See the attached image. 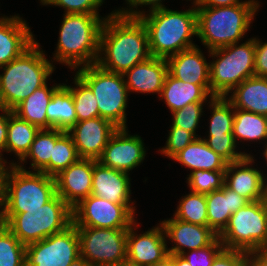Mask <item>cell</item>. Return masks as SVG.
<instances>
[{
  "label": "cell",
  "instance_id": "6da1fadb",
  "mask_svg": "<svg viewBox=\"0 0 267 266\" xmlns=\"http://www.w3.org/2000/svg\"><path fill=\"white\" fill-rule=\"evenodd\" d=\"M151 56L142 21L111 12L101 30L96 64L106 71L124 74Z\"/></svg>",
  "mask_w": 267,
  "mask_h": 266
},
{
  "label": "cell",
  "instance_id": "7a4b0ae2",
  "mask_svg": "<svg viewBox=\"0 0 267 266\" xmlns=\"http://www.w3.org/2000/svg\"><path fill=\"white\" fill-rule=\"evenodd\" d=\"M187 10L166 8L144 11L138 18L144 24L152 56L167 59L172 55L197 46L192 40L197 36L195 3ZM147 14H146V13Z\"/></svg>",
  "mask_w": 267,
  "mask_h": 266
},
{
  "label": "cell",
  "instance_id": "3957f363",
  "mask_svg": "<svg viewBox=\"0 0 267 266\" xmlns=\"http://www.w3.org/2000/svg\"><path fill=\"white\" fill-rule=\"evenodd\" d=\"M35 41L16 59L0 67V106L13 110L36 89L44 86L55 71V65L45 56Z\"/></svg>",
  "mask_w": 267,
  "mask_h": 266
},
{
  "label": "cell",
  "instance_id": "277c9868",
  "mask_svg": "<svg viewBox=\"0 0 267 266\" xmlns=\"http://www.w3.org/2000/svg\"><path fill=\"white\" fill-rule=\"evenodd\" d=\"M105 17L100 14H63L53 62L75 70L96 64Z\"/></svg>",
  "mask_w": 267,
  "mask_h": 266
},
{
  "label": "cell",
  "instance_id": "5b68a950",
  "mask_svg": "<svg viewBox=\"0 0 267 266\" xmlns=\"http://www.w3.org/2000/svg\"><path fill=\"white\" fill-rule=\"evenodd\" d=\"M258 0L225 7H196L197 37L207 50L239 42L251 27L260 7Z\"/></svg>",
  "mask_w": 267,
  "mask_h": 266
},
{
  "label": "cell",
  "instance_id": "8992f818",
  "mask_svg": "<svg viewBox=\"0 0 267 266\" xmlns=\"http://www.w3.org/2000/svg\"><path fill=\"white\" fill-rule=\"evenodd\" d=\"M5 226L28 245L66 230L73 224L72 208L56 194L43 207L16 215H3Z\"/></svg>",
  "mask_w": 267,
  "mask_h": 266
},
{
  "label": "cell",
  "instance_id": "52a82bcc",
  "mask_svg": "<svg viewBox=\"0 0 267 266\" xmlns=\"http://www.w3.org/2000/svg\"><path fill=\"white\" fill-rule=\"evenodd\" d=\"M208 53L210 58L214 57L209 70L213 96L226 97L245 79L255 76V37L208 50Z\"/></svg>",
  "mask_w": 267,
  "mask_h": 266
},
{
  "label": "cell",
  "instance_id": "ba28073f",
  "mask_svg": "<svg viewBox=\"0 0 267 266\" xmlns=\"http://www.w3.org/2000/svg\"><path fill=\"white\" fill-rule=\"evenodd\" d=\"M56 195L55 178L43 172L10 165L5 179L3 215H16L43 207Z\"/></svg>",
  "mask_w": 267,
  "mask_h": 266
},
{
  "label": "cell",
  "instance_id": "9c48e42d",
  "mask_svg": "<svg viewBox=\"0 0 267 266\" xmlns=\"http://www.w3.org/2000/svg\"><path fill=\"white\" fill-rule=\"evenodd\" d=\"M74 71L96 97L99 117L109 120L117 128H127L126 108L130 95L124 75L106 71L97 64L83 66Z\"/></svg>",
  "mask_w": 267,
  "mask_h": 266
},
{
  "label": "cell",
  "instance_id": "30bf717a",
  "mask_svg": "<svg viewBox=\"0 0 267 266\" xmlns=\"http://www.w3.org/2000/svg\"><path fill=\"white\" fill-rule=\"evenodd\" d=\"M218 238L226 249L249 253L267 248V202L252 201L234 212Z\"/></svg>",
  "mask_w": 267,
  "mask_h": 266
},
{
  "label": "cell",
  "instance_id": "8fae6325",
  "mask_svg": "<svg viewBox=\"0 0 267 266\" xmlns=\"http://www.w3.org/2000/svg\"><path fill=\"white\" fill-rule=\"evenodd\" d=\"M85 266H126L128 229L76 227Z\"/></svg>",
  "mask_w": 267,
  "mask_h": 266
},
{
  "label": "cell",
  "instance_id": "7c38bea8",
  "mask_svg": "<svg viewBox=\"0 0 267 266\" xmlns=\"http://www.w3.org/2000/svg\"><path fill=\"white\" fill-rule=\"evenodd\" d=\"M25 261L28 266H82L76 226L26 245Z\"/></svg>",
  "mask_w": 267,
  "mask_h": 266
},
{
  "label": "cell",
  "instance_id": "4fadbf2b",
  "mask_svg": "<svg viewBox=\"0 0 267 266\" xmlns=\"http://www.w3.org/2000/svg\"><path fill=\"white\" fill-rule=\"evenodd\" d=\"M134 204H116L101 197L90 195L72 208L76 227L102 229H129L135 220Z\"/></svg>",
  "mask_w": 267,
  "mask_h": 266
},
{
  "label": "cell",
  "instance_id": "5bb4252c",
  "mask_svg": "<svg viewBox=\"0 0 267 266\" xmlns=\"http://www.w3.org/2000/svg\"><path fill=\"white\" fill-rule=\"evenodd\" d=\"M138 224L135 221L128 229L126 266H152L169 255L165 232L159 222L138 234Z\"/></svg>",
  "mask_w": 267,
  "mask_h": 266
},
{
  "label": "cell",
  "instance_id": "9a60e30c",
  "mask_svg": "<svg viewBox=\"0 0 267 266\" xmlns=\"http://www.w3.org/2000/svg\"><path fill=\"white\" fill-rule=\"evenodd\" d=\"M129 134L128 128H118L97 161L126 173L140 166L146 156L144 140L138 134Z\"/></svg>",
  "mask_w": 267,
  "mask_h": 266
},
{
  "label": "cell",
  "instance_id": "2e32d148",
  "mask_svg": "<svg viewBox=\"0 0 267 266\" xmlns=\"http://www.w3.org/2000/svg\"><path fill=\"white\" fill-rule=\"evenodd\" d=\"M118 128L102 117L77 121L67 133L72 137L80 158L98 160Z\"/></svg>",
  "mask_w": 267,
  "mask_h": 266
},
{
  "label": "cell",
  "instance_id": "e0dca14e",
  "mask_svg": "<svg viewBox=\"0 0 267 266\" xmlns=\"http://www.w3.org/2000/svg\"><path fill=\"white\" fill-rule=\"evenodd\" d=\"M166 240L173 244L168 248L169 254L181 255L190 250H196L211 245L218 235L208 226L187 223L173 218L160 221Z\"/></svg>",
  "mask_w": 267,
  "mask_h": 266
},
{
  "label": "cell",
  "instance_id": "ac0fdd59",
  "mask_svg": "<svg viewBox=\"0 0 267 266\" xmlns=\"http://www.w3.org/2000/svg\"><path fill=\"white\" fill-rule=\"evenodd\" d=\"M94 159L80 158L55 176L56 194L71 208L92 192Z\"/></svg>",
  "mask_w": 267,
  "mask_h": 266
},
{
  "label": "cell",
  "instance_id": "d6986e66",
  "mask_svg": "<svg viewBox=\"0 0 267 266\" xmlns=\"http://www.w3.org/2000/svg\"><path fill=\"white\" fill-rule=\"evenodd\" d=\"M256 159L253 155L242 160L228 163L225 170L224 184L249 202L264 200V175L258 167L254 168Z\"/></svg>",
  "mask_w": 267,
  "mask_h": 266
},
{
  "label": "cell",
  "instance_id": "ffe728a7",
  "mask_svg": "<svg viewBox=\"0 0 267 266\" xmlns=\"http://www.w3.org/2000/svg\"><path fill=\"white\" fill-rule=\"evenodd\" d=\"M130 173L112 169L94 160L91 195L116 204H134L131 200Z\"/></svg>",
  "mask_w": 267,
  "mask_h": 266
},
{
  "label": "cell",
  "instance_id": "44dd1931",
  "mask_svg": "<svg viewBox=\"0 0 267 266\" xmlns=\"http://www.w3.org/2000/svg\"><path fill=\"white\" fill-rule=\"evenodd\" d=\"M25 19L17 15L0 18V67L16 59L36 40Z\"/></svg>",
  "mask_w": 267,
  "mask_h": 266
},
{
  "label": "cell",
  "instance_id": "7402d4cb",
  "mask_svg": "<svg viewBox=\"0 0 267 266\" xmlns=\"http://www.w3.org/2000/svg\"><path fill=\"white\" fill-rule=\"evenodd\" d=\"M168 74L167 60L151 56L127 70L123 75L128 92L131 93H161Z\"/></svg>",
  "mask_w": 267,
  "mask_h": 266
},
{
  "label": "cell",
  "instance_id": "603a6c76",
  "mask_svg": "<svg viewBox=\"0 0 267 266\" xmlns=\"http://www.w3.org/2000/svg\"><path fill=\"white\" fill-rule=\"evenodd\" d=\"M166 60L168 73L174 78L192 84H210V62H207L198 45Z\"/></svg>",
  "mask_w": 267,
  "mask_h": 266
},
{
  "label": "cell",
  "instance_id": "cb8c5ba5",
  "mask_svg": "<svg viewBox=\"0 0 267 266\" xmlns=\"http://www.w3.org/2000/svg\"><path fill=\"white\" fill-rule=\"evenodd\" d=\"M208 227L219 235L227 226L231 215L243 208L249 201L229 189L225 184L219 190L205 195Z\"/></svg>",
  "mask_w": 267,
  "mask_h": 266
},
{
  "label": "cell",
  "instance_id": "d4e9b609",
  "mask_svg": "<svg viewBox=\"0 0 267 266\" xmlns=\"http://www.w3.org/2000/svg\"><path fill=\"white\" fill-rule=\"evenodd\" d=\"M214 96L211 94L210 84H192L183 82L167 74L164 86L159 95L163 99L170 113L182 109L190 103L208 102ZM210 98V99H208Z\"/></svg>",
  "mask_w": 267,
  "mask_h": 266
},
{
  "label": "cell",
  "instance_id": "484cf974",
  "mask_svg": "<svg viewBox=\"0 0 267 266\" xmlns=\"http://www.w3.org/2000/svg\"><path fill=\"white\" fill-rule=\"evenodd\" d=\"M230 93L226 95V98L234 108L267 116L266 77L247 78Z\"/></svg>",
  "mask_w": 267,
  "mask_h": 266
},
{
  "label": "cell",
  "instance_id": "4316f807",
  "mask_svg": "<svg viewBox=\"0 0 267 266\" xmlns=\"http://www.w3.org/2000/svg\"><path fill=\"white\" fill-rule=\"evenodd\" d=\"M172 160L190 169V173L195 170L225 171L228 165L224 158L207 145L203 137L196 138Z\"/></svg>",
  "mask_w": 267,
  "mask_h": 266
},
{
  "label": "cell",
  "instance_id": "83f0119b",
  "mask_svg": "<svg viewBox=\"0 0 267 266\" xmlns=\"http://www.w3.org/2000/svg\"><path fill=\"white\" fill-rule=\"evenodd\" d=\"M59 83L53 84L48 88L46 83L39 89H36L30 96L24 101L19 103L12 112L21 119L33 124L40 129H47V116L46 110L49 102L52 99L53 94L62 86Z\"/></svg>",
  "mask_w": 267,
  "mask_h": 266
},
{
  "label": "cell",
  "instance_id": "f1b7e54d",
  "mask_svg": "<svg viewBox=\"0 0 267 266\" xmlns=\"http://www.w3.org/2000/svg\"><path fill=\"white\" fill-rule=\"evenodd\" d=\"M40 128L21 119L9 110L6 153H14L19 163L29 152Z\"/></svg>",
  "mask_w": 267,
  "mask_h": 266
},
{
  "label": "cell",
  "instance_id": "f546056e",
  "mask_svg": "<svg viewBox=\"0 0 267 266\" xmlns=\"http://www.w3.org/2000/svg\"><path fill=\"white\" fill-rule=\"evenodd\" d=\"M47 129L68 131L77 122L72 93L62 85L52 96L46 110Z\"/></svg>",
  "mask_w": 267,
  "mask_h": 266
},
{
  "label": "cell",
  "instance_id": "4dcf8cb0",
  "mask_svg": "<svg viewBox=\"0 0 267 266\" xmlns=\"http://www.w3.org/2000/svg\"><path fill=\"white\" fill-rule=\"evenodd\" d=\"M233 137L240 142L267 141V116L234 108Z\"/></svg>",
  "mask_w": 267,
  "mask_h": 266
},
{
  "label": "cell",
  "instance_id": "1f68e13d",
  "mask_svg": "<svg viewBox=\"0 0 267 266\" xmlns=\"http://www.w3.org/2000/svg\"><path fill=\"white\" fill-rule=\"evenodd\" d=\"M79 159L72 137L66 131L55 129V145L50 162L40 172L55 177Z\"/></svg>",
  "mask_w": 267,
  "mask_h": 266
},
{
  "label": "cell",
  "instance_id": "d6a6232c",
  "mask_svg": "<svg viewBox=\"0 0 267 266\" xmlns=\"http://www.w3.org/2000/svg\"><path fill=\"white\" fill-rule=\"evenodd\" d=\"M54 145L55 129H40L26 156L19 163H16V161L10 163L25 170L24 163H27L26 160L30 159L31 166L29 169L32 168V171L40 172L50 162Z\"/></svg>",
  "mask_w": 267,
  "mask_h": 266
},
{
  "label": "cell",
  "instance_id": "836d02e7",
  "mask_svg": "<svg viewBox=\"0 0 267 266\" xmlns=\"http://www.w3.org/2000/svg\"><path fill=\"white\" fill-rule=\"evenodd\" d=\"M207 106L211 108L209 110H212L208 123V136L233 133L234 107L232 103L226 97L214 96Z\"/></svg>",
  "mask_w": 267,
  "mask_h": 266
},
{
  "label": "cell",
  "instance_id": "e575fe53",
  "mask_svg": "<svg viewBox=\"0 0 267 266\" xmlns=\"http://www.w3.org/2000/svg\"><path fill=\"white\" fill-rule=\"evenodd\" d=\"M74 87L63 85L72 93L77 121H84L99 117L96 97L91 88L75 73Z\"/></svg>",
  "mask_w": 267,
  "mask_h": 266
},
{
  "label": "cell",
  "instance_id": "d590c367",
  "mask_svg": "<svg viewBox=\"0 0 267 266\" xmlns=\"http://www.w3.org/2000/svg\"><path fill=\"white\" fill-rule=\"evenodd\" d=\"M174 217L181 221L208 226L207 203L205 194L190 191L180 198Z\"/></svg>",
  "mask_w": 267,
  "mask_h": 266
},
{
  "label": "cell",
  "instance_id": "8d00e7d4",
  "mask_svg": "<svg viewBox=\"0 0 267 266\" xmlns=\"http://www.w3.org/2000/svg\"><path fill=\"white\" fill-rule=\"evenodd\" d=\"M26 245L4 225L0 229V266H24Z\"/></svg>",
  "mask_w": 267,
  "mask_h": 266
},
{
  "label": "cell",
  "instance_id": "74e56055",
  "mask_svg": "<svg viewBox=\"0 0 267 266\" xmlns=\"http://www.w3.org/2000/svg\"><path fill=\"white\" fill-rule=\"evenodd\" d=\"M187 176L189 190L205 195L221 189L225 182V171L195 170Z\"/></svg>",
  "mask_w": 267,
  "mask_h": 266
},
{
  "label": "cell",
  "instance_id": "f35d334b",
  "mask_svg": "<svg viewBox=\"0 0 267 266\" xmlns=\"http://www.w3.org/2000/svg\"><path fill=\"white\" fill-rule=\"evenodd\" d=\"M203 139L216 154L220 155L228 163L240 161L245 156H251L250 153H245V151H238L240 147H237L233 133H224L223 135L214 136L206 135Z\"/></svg>",
  "mask_w": 267,
  "mask_h": 266
},
{
  "label": "cell",
  "instance_id": "ab89813d",
  "mask_svg": "<svg viewBox=\"0 0 267 266\" xmlns=\"http://www.w3.org/2000/svg\"><path fill=\"white\" fill-rule=\"evenodd\" d=\"M205 102L190 103L184 106L182 109H178L172 112V125L183 128L189 132H192L197 138L201 137L196 134V129L200 123V119L204 114Z\"/></svg>",
  "mask_w": 267,
  "mask_h": 266
},
{
  "label": "cell",
  "instance_id": "60d3db41",
  "mask_svg": "<svg viewBox=\"0 0 267 266\" xmlns=\"http://www.w3.org/2000/svg\"><path fill=\"white\" fill-rule=\"evenodd\" d=\"M166 145L162 147L160 153L172 159L177 153L183 150L187 145L194 141L197 137L187 130L177 126H170Z\"/></svg>",
  "mask_w": 267,
  "mask_h": 266
},
{
  "label": "cell",
  "instance_id": "b9f144b4",
  "mask_svg": "<svg viewBox=\"0 0 267 266\" xmlns=\"http://www.w3.org/2000/svg\"><path fill=\"white\" fill-rule=\"evenodd\" d=\"M40 3L62 7L64 14H99L104 0H40Z\"/></svg>",
  "mask_w": 267,
  "mask_h": 266
},
{
  "label": "cell",
  "instance_id": "7bdbcfd3",
  "mask_svg": "<svg viewBox=\"0 0 267 266\" xmlns=\"http://www.w3.org/2000/svg\"><path fill=\"white\" fill-rule=\"evenodd\" d=\"M224 249L222 242L217 238L211 245L190 250L181 254L191 266H211L216 256Z\"/></svg>",
  "mask_w": 267,
  "mask_h": 266
},
{
  "label": "cell",
  "instance_id": "ee69618b",
  "mask_svg": "<svg viewBox=\"0 0 267 266\" xmlns=\"http://www.w3.org/2000/svg\"><path fill=\"white\" fill-rule=\"evenodd\" d=\"M127 4V7L123 8L121 7L120 9L113 10L112 13L125 16V17H139L144 13V10H140L138 8L142 6H148L150 9L148 11H152L155 9H161V8H166L165 5H163L162 1L165 0H125ZM129 5V6H128Z\"/></svg>",
  "mask_w": 267,
  "mask_h": 266
},
{
  "label": "cell",
  "instance_id": "f6af8a7d",
  "mask_svg": "<svg viewBox=\"0 0 267 266\" xmlns=\"http://www.w3.org/2000/svg\"><path fill=\"white\" fill-rule=\"evenodd\" d=\"M211 266H248L247 253L224 248Z\"/></svg>",
  "mask_w": 267,
  "mask_h": 266
},
{
  "label": "cell",
  "instance_id": "bcb514c9",
  "mask_svg": "<svg viewBox=\"0 0 267 266\" xmlns=\"http://www.w3.org/2000/svg\"><path fill=\"white\" fill-rule=\"evenodd\" d=\"M255 76L267 78V42L255 37Z\"/></svg>",
  "mask_w": 267,
  "mask_h": 266
},
{
  "label": "cell",
  "instance_id": "7dc6e473",
  "mask_svg": "<svg viewBox=\"0 0 267 266\" xmlns=\"http://www.w3.org/2000/svg\"><path fill=\"white\" fill-rule=\"evenodd\" d=\"M0 113H2L0 114V159L6 163H9L6 159H3V152H5L7 142L9 110L2 108Z\"/></svg>",
  "mask_w": 267,
  "mask_h": 266
},
{
  "label": "cell",
  "instance_id": "c3c4849f",
  "mask_svg": "<svg viewBox=\"0 0 267 266\" xmlns=\"http://www.w3.org/2000/svg\"><path fill=\"white\" fill-rule=\"evenodd\" d=\"M8 164V165H6ZM11 163H6L0 159V218L3 216L5 206V179Z\"/></svg>",
  "mask_w": 267,
  "mask_h": 266
},
{
  "label": "cell",
  "instance_id": "681fc988",
  "mask_svg": "<svg viewBox=\"0 0 267 266\" xmlns=\"http://www.w3.org/2000/svg\"><path fill=\"white\" fill-rule=\"evenodd\" d=\"M248 266H267V248L247 253Z\"/></svg>",
  "mask_w": 267,
  "mask_h": 266
},
{
  "label": "cell",
  "instance_id": "f907efd6",
  "mask_svg": "<svg viewBox=\"0 0 267 266\" xmlns=\"http://www.w3.org/2000/svg\"><path fill=\"white\" fill-rule=\"evenodd\" d=\"M244 1L240 0H198L195 3L196 7H225L233 6L236 4L243 3Z\"/></svg>",
  "mask_w": 267,
  "mask_h": 266
},
{
  "label": "cell",
  "instance_id": "816d5d0a",
  "mask_svg": "<svg viewBox=\"0 0 267 266\" xmlns=\"http://www.w3.org/2000/svg\"><path fill=\"white\" fill-rule=\"evenodd\" d=\"M152 266H175L174 265V254H169L163 260L153 264Z\"/></svg>",
  "mask_w": 267,
  "mask_h": 266
},
{
  "label": "cell",
  "instance_id": "f5cc1de1",
  "mask_svg": "<svg viewBox=\"0 0 267 266\" xmlns=\"http://www.w3.org/2000/svg\"><path fill=\"white\" fill-rule=\"evenodd\" d=\"M174 265L175 266H191L189 262L184 259L181 255L174 254Z\"/></svg>",
  "mask_w": 267,
  "mask_h": 266
},
{
  "label": "cell",
  "instance_id": "db71d44e",
  "mask_svg": "<svg viewBox=\"0 0 267 266\" xmlns=\"http://www.w3.org/2000/svg\"><path fill=\"white\" fill-rule=\"evenodd\" d=\"M264 200L267 202V176H264Z\"/></svg>",
  "mask_w": 267,
  "mask_h": 266
},
{
  "label": "cell",
  "instance_id": "11a10c76",
  "mask_svg": "<svg viewBox=\"0 0 267 266\" xmlns=\"http://www.w3.org/2000/svg\"><path fill=\"white\" fill-rule=\"evenodd\" d=\"M265 145L263 146L264 147V150L262 151L261 154H263V158L265 159L266 163H267V141L264 143Z\"/></svg>",
  "mask_w": 267,
  "mask_h": 266
},
{
  "label": "cell",
  "instance_id": "9f6ffc18",
  "mask_svg": "<svg viewBox=\"0 0 267 266\" xmlns=\"http://www.w3.org/2000/svg\"><path fill=\"white\" fill-rule=\"evenodd\" d=\"M5 225L4 221L2 220V218H0V229Z\"/></svg>",
  "mask_w": 267,
  "mask_h": 266
},
{
  "label": "cell",
  "instance_id": "6f0895ef",
  "mask_svg": "<svg viewBox=\"0 0 267 266\" xmlns=\"http://www.w3.org/2000/svg\"><path fill=\"white\" fill-rule=\"evenodd\" d=\"M188 1H192L191 3H196L198 0H188Z\"/></svg>",
  "mask_w": 267,
  "mask_h": 266
}]
</instances>
